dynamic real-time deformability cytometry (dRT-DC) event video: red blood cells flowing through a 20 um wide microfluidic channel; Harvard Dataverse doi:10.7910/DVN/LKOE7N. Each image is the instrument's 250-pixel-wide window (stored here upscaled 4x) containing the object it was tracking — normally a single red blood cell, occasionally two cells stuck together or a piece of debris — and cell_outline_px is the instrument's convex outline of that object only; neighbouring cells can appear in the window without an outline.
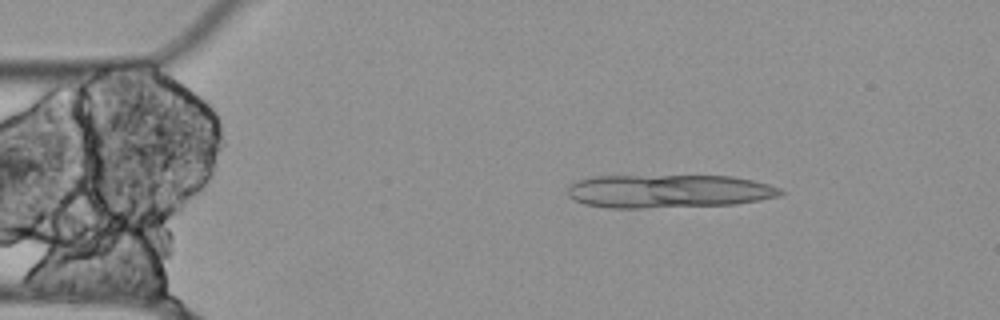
{"species": "Egyptian fruit bat (a non-hibernating species)", "species_latin": "Rousettus aegyptiacus", "temperature_condition": "cold", "stored_images_in_passage": 13, "camera_frame_rate_fps": 3000, "um_per_image_px": 0.085, "animal": {"sex": "female"}, "frame": {"image": 1, "passage_image": 8, "time_ms": 2.333, "image_size_px": [1000, 320], "cell_outline_px": [[784, 192], [780, 196], [760, 200], [736, 204], [644, 208], [608, 208], [584, 204], [568, 196], [568, 188], [572, 184], [580, 180], [592, 176], [732, 176], [752, 180], [768, 184], [780, 188]], "centroid_in_image_um": [56.85, 16.25], "position_along_channel_um": 28.2, "area_um2": 41.38}}